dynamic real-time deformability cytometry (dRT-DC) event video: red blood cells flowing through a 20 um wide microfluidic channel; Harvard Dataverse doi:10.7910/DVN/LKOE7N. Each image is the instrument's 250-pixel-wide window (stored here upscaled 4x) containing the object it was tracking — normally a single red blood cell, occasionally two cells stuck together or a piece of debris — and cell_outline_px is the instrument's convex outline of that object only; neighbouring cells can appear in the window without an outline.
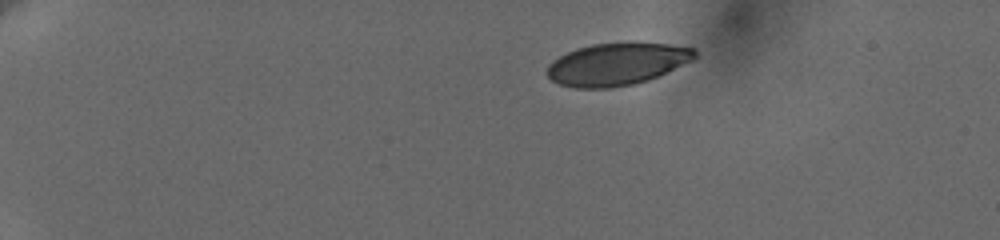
{"species": "human", "species_latin": "Homo sapiens", "temperature_condition": "cold", "stored_images_in_passage": 48, "camera_frame_rate_fps": 3000, "um_per_image_px": 0.085, "donor": {"sex": "female"}, "frame": {"image": 1, "passage_image": 1, "time_ms": 0.0, "image_size_px": [1000, 240], "cell_outline_px": [[696, 56], [692, 60], [648, 80], [636, 84], [608, 88], [576, 88], [560, 84], [552, 80], [548, 76], [548, 64], [552, 60], [576, 48], [592, 44], [628, 40], [636, 40], [668, 44], [696, 48]], "centroid_in_image_um": [52.46, 5.4], "position_along_channel_um": 32.5, "area_um2": 36.99}}
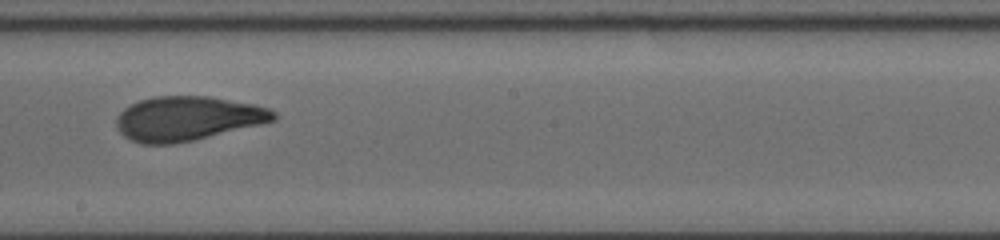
{"frame": {"image": 2, "passage_image": 26, "time_ms": 8.333, "image_size_px": [1000, 240], "cell_outline_px": [[276, 120], [260, 124], [192, 140], [172, 144], [140, 144], [124, 136], [120, 132], [116, 124], [116, 116], [124, 108], [140, 100], [156, 96], [208, 96], [256, 104], [268, 108], [276, 112]], "centroid_in_image_um": [15.92, 10.06], "position_along_channel_um": 232.3, "area_um2": 40.4}}
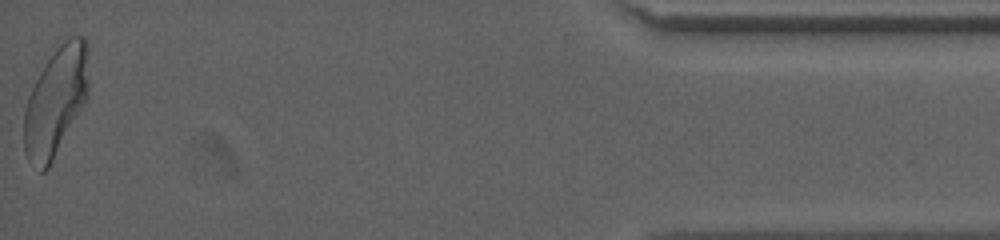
{"frame": {"image": 3, "passage_image": 48, "time_ms": 15.667, "image_size_px": [1000, 240], "cell_outline_px": [[88, 96], [84, 104], [48, 168], [44, 172], [40, 172], [28, 160], [24, 152], [24, 108], [28, 96], [40, 72], [56, 48], [64, 40], [72, 36], [84, 36], [88, 44]], "centroid_in_image_um": [4.74, 8.61], "position_along_channel_um": 430.5, "area_um2": 40.86}, "authors_computed_cell_mechanics": {"area_um2": 40.0265, "velocity_mm_per_s": 3.6258, "shape_relaxation_time_tau1_ms": 6.9044, "shape_relaxation_time_tau2_ms": 1.2443, "deformation_change_tau1": 0.1962, "deformation_change_tau2": 0.063}}